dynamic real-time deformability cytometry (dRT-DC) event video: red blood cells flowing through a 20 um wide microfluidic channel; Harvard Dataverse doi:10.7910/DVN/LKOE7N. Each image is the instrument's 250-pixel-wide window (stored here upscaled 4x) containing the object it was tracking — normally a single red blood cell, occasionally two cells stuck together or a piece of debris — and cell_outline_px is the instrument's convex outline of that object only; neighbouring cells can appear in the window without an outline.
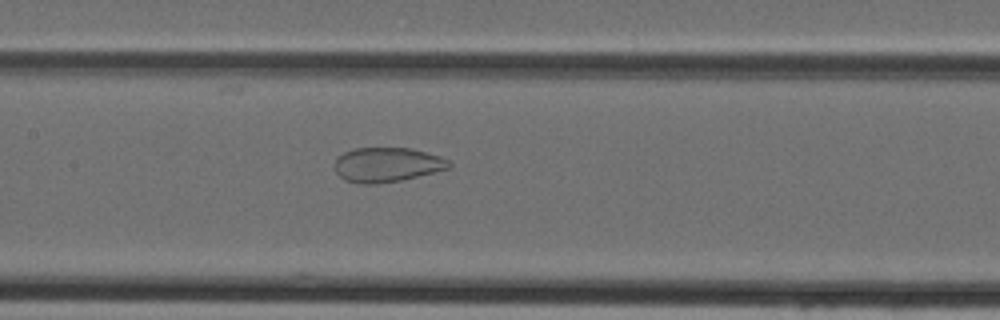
{"species": "Egyptian fruit bat (a non-hibernating species)", "species_latin": "Rousettus aegyptiacus", "temperature_condition": "cold", "stored_images_in_passage": 39, "camera_frame_rate_fps": 3000, "um_per_image_px": 0.085, "animal": {"sex": "female"}, "frame": {"image": 1, "passage_image": 18, "time_ms": 5.667, "image_size_px": [1000, 320], "cell_outline_px": [[452, 164], [448, 168], [400, 180], [376, 184], [360, 184], [344, 180], [336, 172], [336, 156], [344, 152], [356, 148], [412, 148], [440, 156], [452, 160]], "centroid_in_image_um": [32.89, 13.99], "position_along_channel_um": 174.5, "area_um2": 22.95}}
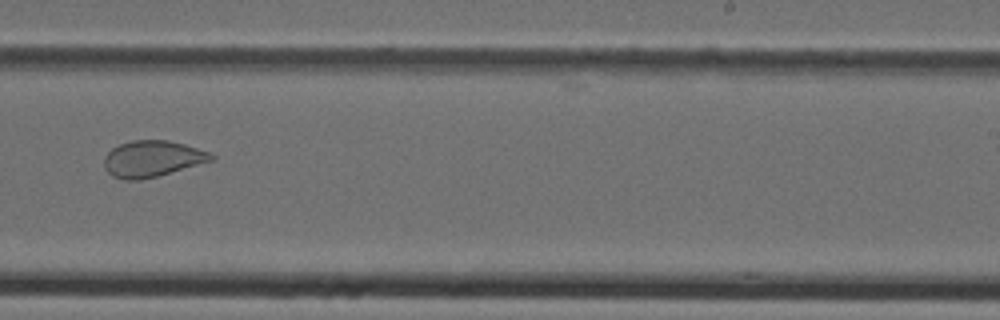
{"frame": {"image": 2, "passage_image": 25, "time_ms": 8.0, "image_size_px": [1000, 320], "cell_outline_px": [[216, 156], [212, 160], [156, 176], [140, 180], [124, 180], [112, 176], [104, 168], [104, 156], [112, 148], [120, 144], [132, 140], [168, 140], [184, 144], [208, 152]], "centroid_in_image_um": [12.88, 13.49], "position_along_channel_um": 276.1, "area_um2": 22.37}}
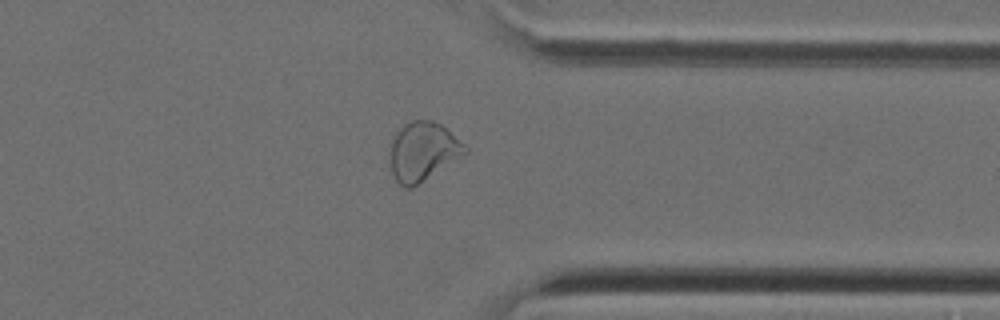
{"frame": {"image": 3, "passage_image": 32, "time_ms": 10.333, "image_size_px": [1000, 320], "cell_outline_px": [[468, 152], [412, 188], [404, 188], [396, 180], [392, 172], [392, 140], [396, 132], [404, 124], [412, 120], [432, 120], [440, 124], [464, 144], [468, 148]], "centroid_in_image_um": [35.96, 12.87], "position_along_channel_um": 375.4, "area_um2": 25.14}}